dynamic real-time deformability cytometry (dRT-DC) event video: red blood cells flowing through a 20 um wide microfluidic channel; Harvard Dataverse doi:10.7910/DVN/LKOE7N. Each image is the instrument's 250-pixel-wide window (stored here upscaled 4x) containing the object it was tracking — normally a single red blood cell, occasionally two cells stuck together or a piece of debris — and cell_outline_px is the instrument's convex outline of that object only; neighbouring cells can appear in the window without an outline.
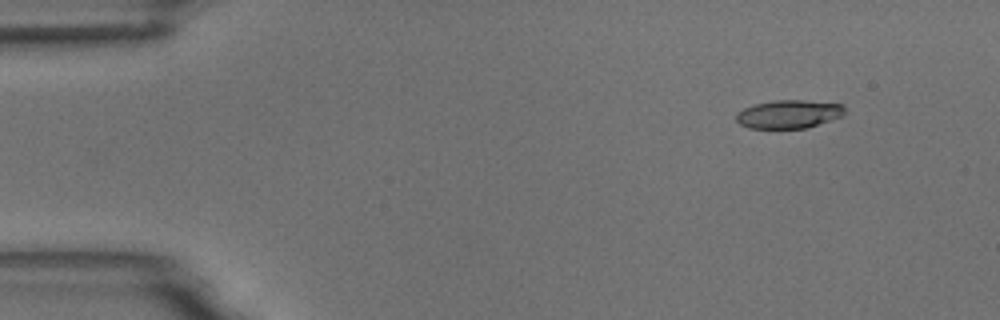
{"species": "common noctule bat (a hibernating species)", "species_latin": "Nyctalus noctula", "temperature_condition": "room temperature", "stored_images_in_passage": 8, "camera_frame_rate_fps": 3000, "um_per_image_px": 0.085, "animal": {"sex": "male", "body_mass_g": 18.8}, "frame": {"image": 1, "passage_image": 2, "time_ms": 1.0, "image_size_px": [1000, 320], "cell_outline_px": [[844, 116], [804, 128], [748, 128], [740, 124], [736, 120], [736, 112], [744, 108], [756, 104], [776, 100], [804, 100], [844, 104]], "centroid_in_image_um": [67.05, 9.7], "position_along_channel_um": 18.0, "area_um2": 17.86}}
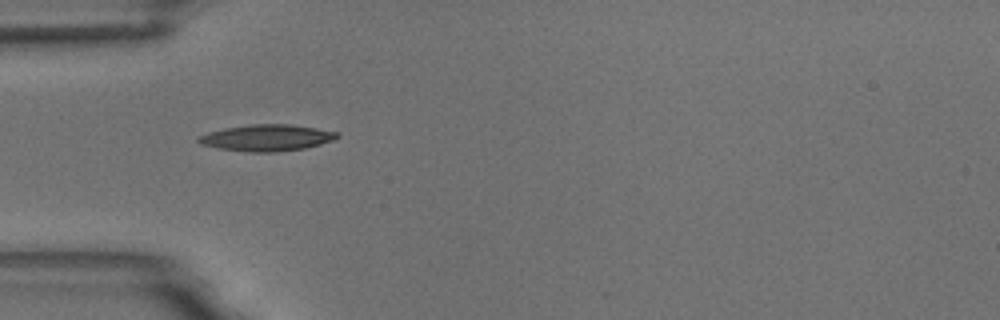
{"frame": {"image": 2, "passage_image": 5, "time_ms": 4.667, "image_size_px": [1000, 320], "cell_outline_px": [[340, 136], [332, 140], [320, 144], [304, 148], [276, 152], [248, 152], [216, 148], [200, 144], [196, 140], [200, 136], [208, 132], [224, 128], [252, 124], [292, 124], [340, 132]], "centroid_in_image_um": [22.67, 11.71], "position_along_channel_um": 62.3, "area_um2": 21.44}}